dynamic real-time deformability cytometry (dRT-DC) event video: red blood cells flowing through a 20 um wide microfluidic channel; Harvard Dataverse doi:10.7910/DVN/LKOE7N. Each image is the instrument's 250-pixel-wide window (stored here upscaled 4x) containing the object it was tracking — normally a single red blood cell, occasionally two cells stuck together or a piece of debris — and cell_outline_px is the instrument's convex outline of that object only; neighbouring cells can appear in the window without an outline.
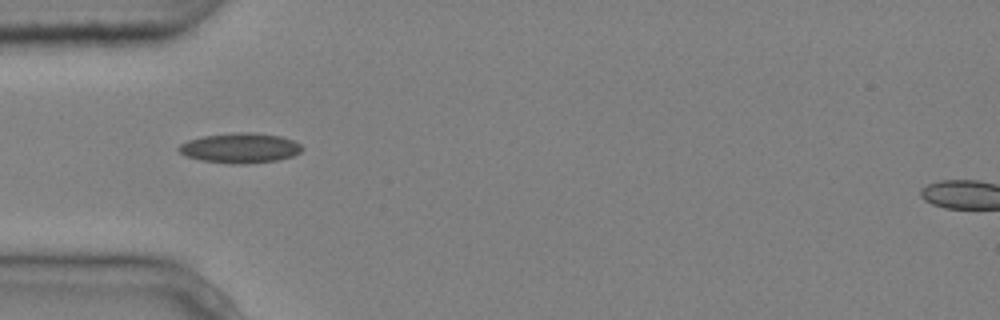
{"species": "common noctule bat (a hibernating species)", "species_latin": "Nyctalus noctula", "temperature_condition": "cold", "stored_images_in_passage": 8, "camera_frame_rate_fps": 3000, "um_per_image_px": 0.085, "animal": {"sex": "male", "body_mass_g": 20.4}, "frame": {"image": 1, "passage_image": 5, "time_ms": 1.333, "image_size_px": [1000, 320], "cell_outline_px": [[304, 148], [300, 152], [292, 156], [276, 160], [244, 164], [232, 164], [200, 160], [184, 156], [176, 148], [180, 144], [188, 140], [204, 136], [232, 132], [252, 132], [280, 136], [292, 140], [300, 144]], "centroid_in_image_um": [20.38, 12.58], "position_along_channel_um": 64.6, "area_um2": 21.62}}
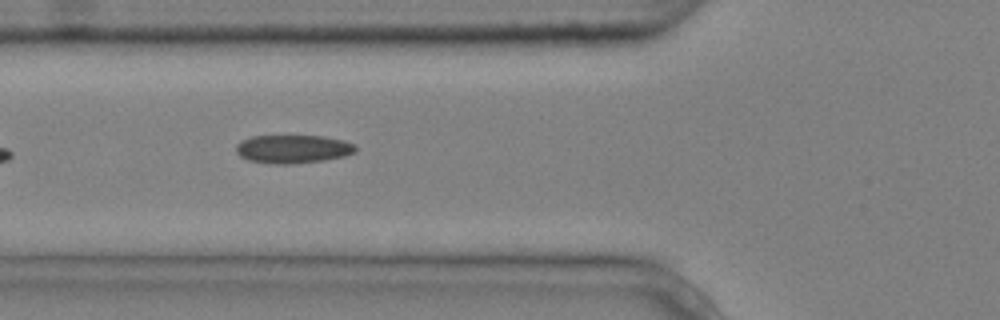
{"frame": {"image": 2, "passage_image": 6, "time_ms": 1.667, "image_size_px": [1000, 320], "cell_outline_px": [[356, 152], [344, 156], [324, 160], [292, 164], [276, 164], [248, 160], [240, 156], [236, 152], [236, 144], [240, 140], [252, 136], [324, 136], [344, 140], [356, 144]], "centroid_in_image_um": [24.9, 12.66], "position_along_channel_um": 100.9, "area_um2": 19.88}}